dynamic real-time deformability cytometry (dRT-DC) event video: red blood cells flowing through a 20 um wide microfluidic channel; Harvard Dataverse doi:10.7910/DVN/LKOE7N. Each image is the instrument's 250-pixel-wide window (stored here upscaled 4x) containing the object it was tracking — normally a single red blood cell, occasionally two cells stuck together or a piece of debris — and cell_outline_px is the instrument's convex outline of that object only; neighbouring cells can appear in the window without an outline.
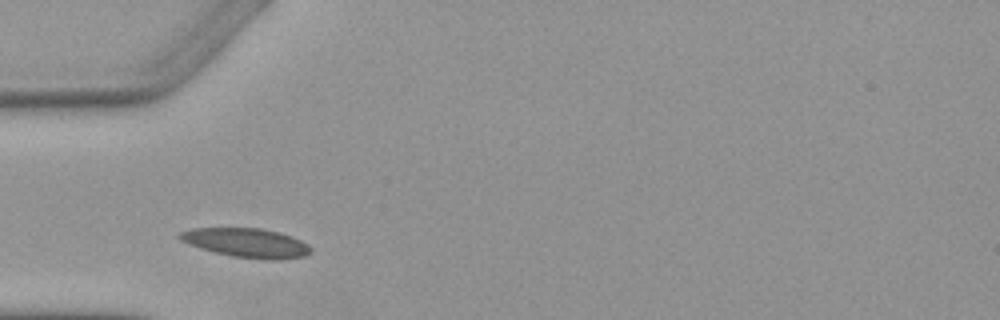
{"species": "Egyptian fruit bat (a non-hibernating species)", "species_latin": "Rousettus aegyptiacus", "temperature_condition": "warm", "stored_images_in_passage": 3, "camera_frame_rate_fps": 3000, "um_per_image_px": 0.085, "animal": {"sex": "female"}, "frame": {"image": 1, "passage_image": 1, "time_ms": 0.0, "image_size_px": [1000, 320], "cell_outline_px": [[312, 252], [304, 256], [280, 260], [264, 260], [232, 256], [200, 248], [188, 244], [180, 240], [176, 236], [180, 232], [192, 228], [260, 228], [280, 232], [292, 236], [308, 244], [312, 248]], "centroid_in_image_um": [20.97, 20.64], "position_along_channel_um": 64.0, "area_um2": 22.48}}
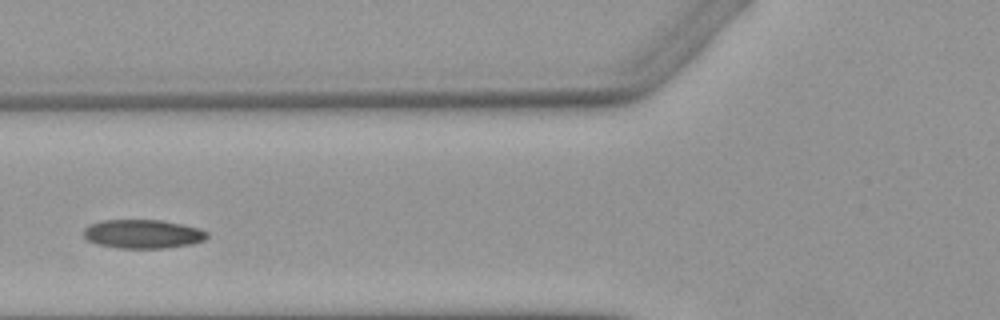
{"frame": {"image": 2, "passage_image": 2, "time_ms": 1.333, "image_size_px": [1000, 320], "cell_outline_px": [[208, 236], [204, 240], [192, 244], [164, 248], [116, 248], [96, 244], [88, 240], [84, 236], [84, 228], [88, 224], [100, 220], [160, 220], [184, 224], [200, 228], [208, 232]], "centroid_in_image_um": [12.14, 19.88], "position_along_channel_um": 113.7, "area_um2": 20.98}}
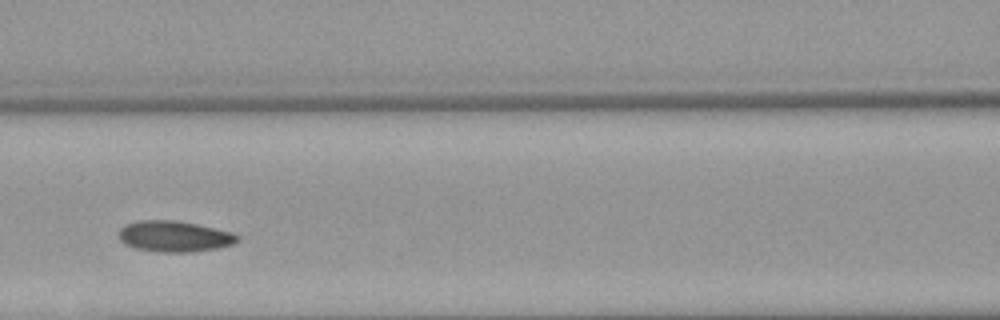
{"frame": {"image": 3, "passage_image": 3, "time_ms": 2.333, "image_size_px": [1000, 320], "cell_outline_px": [[240, 240], [232, 244], [216, 248], [192, 252], [160, 252], [136, 248], [124, 244], [120, 240], [120, 228], [124, 224], [136, 220], [176, 220], [216, 228], [232, 232], [240, 236]], "centroid_in_image_um": [14.82, 20.08], "position_along_channel_um": 151.8, "area_um2": 21.5}}